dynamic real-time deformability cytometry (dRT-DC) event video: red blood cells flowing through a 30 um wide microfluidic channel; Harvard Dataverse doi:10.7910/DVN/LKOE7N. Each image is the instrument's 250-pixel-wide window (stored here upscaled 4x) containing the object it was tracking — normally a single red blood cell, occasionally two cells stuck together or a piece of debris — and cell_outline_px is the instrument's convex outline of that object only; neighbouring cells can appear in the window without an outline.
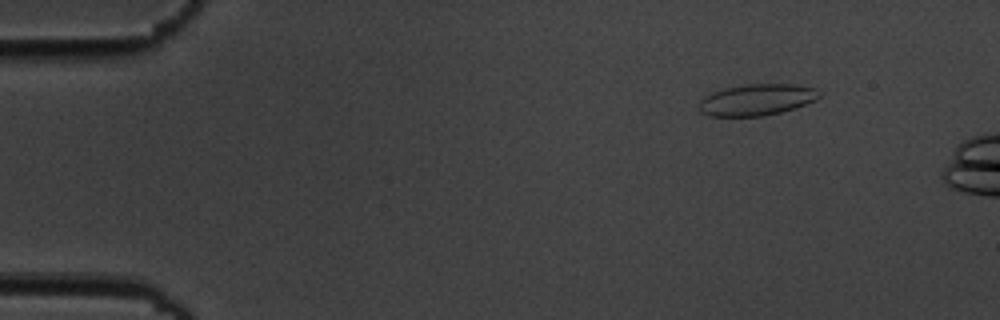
{"species": "common noctule bat (a hibernating species)", "species_latin": "Nyctalus noctula", "temperature_condition": "cold", "stored_images_in_passage": 4, "camera_frame_rate_fps": 3000, "um_per_image_px": 0.085, "animal": {"sex": "male", "body_mass_g": 19.5, "forearm_length_mm": 54.6}, "frame": {"image": 1, "passage_image": 2, "time_ms": 1.0, "image_size_px": [1000, 320], "cell_outline_px": [[820, 96], [816, 100], [796, 108], [764, 116], [708, 116], [700, 112], [700, 100], [704, 96], [712, 92], [744, 84], [792, 84], [816, 88], [820, 92]], "centroid_in_image_um": [64.34, 8.48], "position_along_channel_um": 20.7, "area_um2": 22.02}}